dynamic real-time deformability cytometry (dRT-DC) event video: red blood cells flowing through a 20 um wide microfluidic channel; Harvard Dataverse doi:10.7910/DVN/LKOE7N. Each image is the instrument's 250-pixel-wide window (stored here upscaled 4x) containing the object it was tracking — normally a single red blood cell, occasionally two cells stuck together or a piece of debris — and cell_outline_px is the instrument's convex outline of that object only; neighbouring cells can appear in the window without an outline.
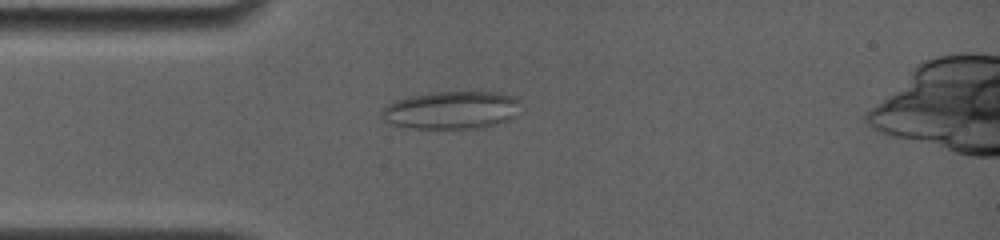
{"species": "common noctule bat (a hibernating species)", "species_latin": "Nyctalus noctula", "temperature_condition": "room temperature", "stored_images_in_passage": 36, "camera_frame_rate_fps": 4000, "um_per_image_px": 0.085, "animal": {"sex": "female", "body_mass_g": 19.0, "forearm_length_mm": 56.7}, "frame": {"image": 1, "passage_image": 9, "time_ms": 2.75, "image_size_px": [1000, 240], "cell_outline_px": [[520, 100], [512, 116], [508, 120], [500, 124], [480, 128], [412, 128], [392, 124], [384, 120], [380, 116], [380, 112], [384, 104], [408, 96], [432, 92], [500, 92], [516, 96]], "centroid_in_image_um": [38.32, 9.35], "position_along_channel_um": 46.7, "area_um2": 30.81}}
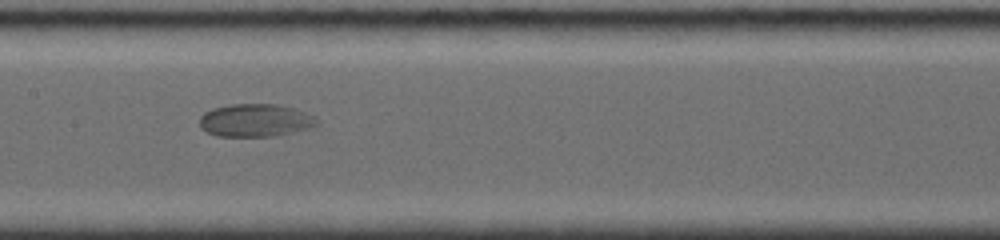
{"frame": {"image": 2, "passage_image": 20, "time_ms": 6.75, "image_size_px": [1000, 240], "cell_outline_px": [[320, 124], [308, 128], [280, 136], [216, 136], [200, 128], [200, 116], [204, 112], [212, 108], [228, 104], [276, 104], [296, 108], [320, 120]], "centroid_in_image_um": [21.71, 10.23], "position_along_channel_um": 185.7, "area_um2": 22.72}}
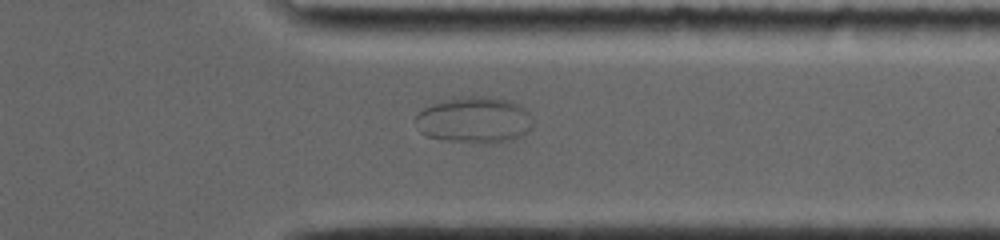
{"frame": {"image": 3, "passage_image": 29, "time_ms": 11.75, "image_size_px": [1000, 240], "cell_outline_px": [[532, 128], [528, 132], [512, 140], [492, 144], [484, 144], [444, 140], [428, 136], [420, 132], [416, 120], [416, 116], [424, 108], [432, 104], [452, 96], [488, 96], [508, 100], [520, 104], [532, 116]], "centroid_in_image_um": [40.35, 10.19], "position_along_channel_um": 371.0, "area_um2": 32.14}}